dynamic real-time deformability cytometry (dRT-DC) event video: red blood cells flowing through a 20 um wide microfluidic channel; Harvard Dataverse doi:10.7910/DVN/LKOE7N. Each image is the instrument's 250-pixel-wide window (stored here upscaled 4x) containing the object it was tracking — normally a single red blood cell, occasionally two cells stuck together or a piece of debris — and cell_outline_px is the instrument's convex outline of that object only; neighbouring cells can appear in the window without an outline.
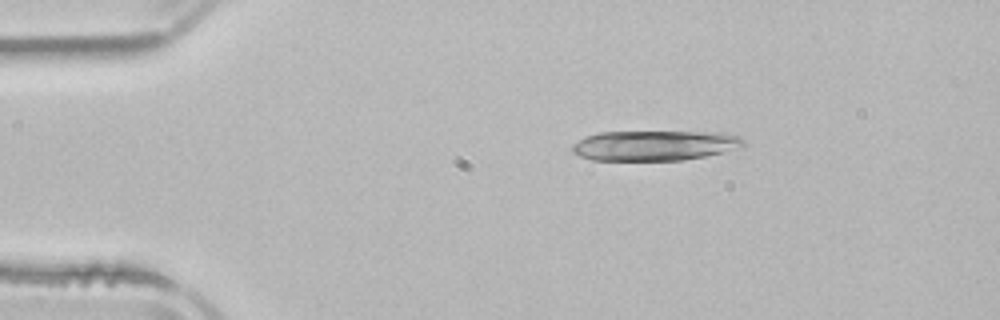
{"species": "common noctule bat (a hibernating species)", "species_latin": "Nyctalus noctula", "temperature_condition": "room temperature", "stored_images_in_passage": 3, "camera_frame_rate_fps": 3000, "um_per_image_px": 0.085, "animal": {"sex": "male", "body_mass_g": 21.5, "forearm_length_mm": 52.0}, "frame": {"image": 1, "passage_image": 1, "time_ms": 0.0, "image_size_px": [1000, 320], "cell_outline_px": [[744, 144], [740, 148], [724, 152], [684, 160], [592, 160], [580, 156], [572, 152], [572, 144], [584, 136], [600, 132], [724, 132], [740, 136], [744, 140]], "centroid_in_image_um": [55.65, 12.36], "position_along_channel_um": 29.4, "area_um2": 30.23}}